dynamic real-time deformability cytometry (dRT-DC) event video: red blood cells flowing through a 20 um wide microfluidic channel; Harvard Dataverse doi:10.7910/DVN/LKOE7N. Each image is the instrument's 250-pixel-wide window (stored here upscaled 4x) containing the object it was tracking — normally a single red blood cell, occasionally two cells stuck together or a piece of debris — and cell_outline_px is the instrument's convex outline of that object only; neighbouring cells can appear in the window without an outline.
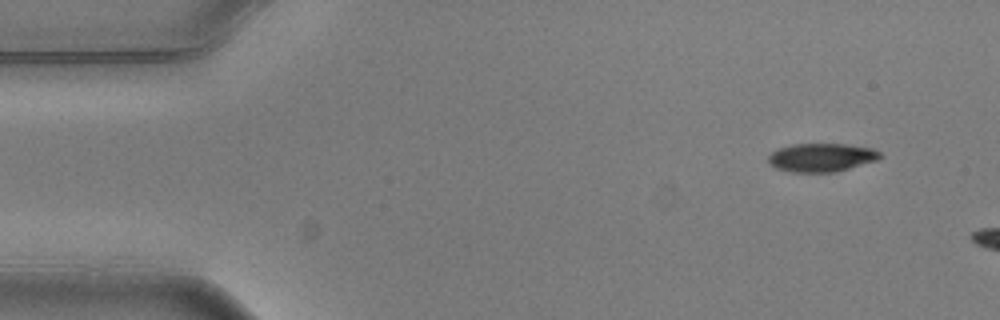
{"species": "common noctule bat (a hibernating species)", "species_latin": "Nyctalus noctula", "temperature_condition": "warm", "stored_images_in_passage": 3, "camera_frame_rate_fps": 3000, "um_per_image_px": 0.085, "animal": {"sex": "male", "body_mass_g": 20.5, "forearm_length_mm": 52.5}, "frame": {"image": 1, "passage_image": 1, "time_ms": 0.0, "image_size_px": [1000, 320], "cell_outline_px": [[884, 156], [876, 160], [836, 172], [792, 172], [776, 168], [768, 164], [768, 156], [772, 152], [780, 148], [792, 144], [844, 144], [872, 148], [880, 152]], "centroid_in_image_um": [69.82, 13.39], "position_along_channel_um": 15.2, "area_um2": 18.5}}